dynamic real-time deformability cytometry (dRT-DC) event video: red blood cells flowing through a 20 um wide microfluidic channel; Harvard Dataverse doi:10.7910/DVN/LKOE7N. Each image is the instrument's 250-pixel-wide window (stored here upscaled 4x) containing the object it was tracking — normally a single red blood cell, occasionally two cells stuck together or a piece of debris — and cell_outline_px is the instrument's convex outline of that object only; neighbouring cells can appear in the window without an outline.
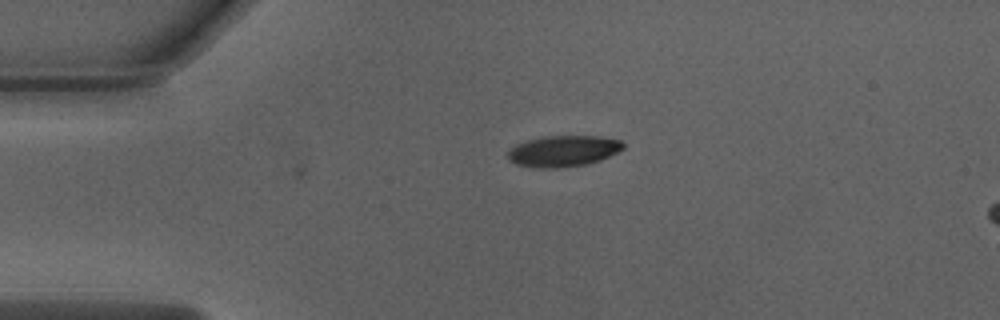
{"species": "Egyptian fruit bat (a non-hibernating species)", "species_latin": "Rousettus aegyptiacus", "temperature_condition": "warm", "stored_images_in_passage": 34, "camera_frame_rate_fps": 3000, "um_per_image_px": 0.085, "animal": {"sex": "male"}, "frame": {"image": 1, "passage_image": 1, "time_ms": 0.0, "image_size_px": [1000, 320], "cell_outline_px": [[624, 148], [600, 160], [584, 164], [552, 168], [544, 168], [516, 164], [508, 160], [508, 152], [516, 144], [528, 140], [544, 136], [600, 136], [620, 140], [624, 144]], "centroid_in_image_um": [47.87, 12.82], "position_along_channel_um": 37.1, "area_um2": 20.58}}
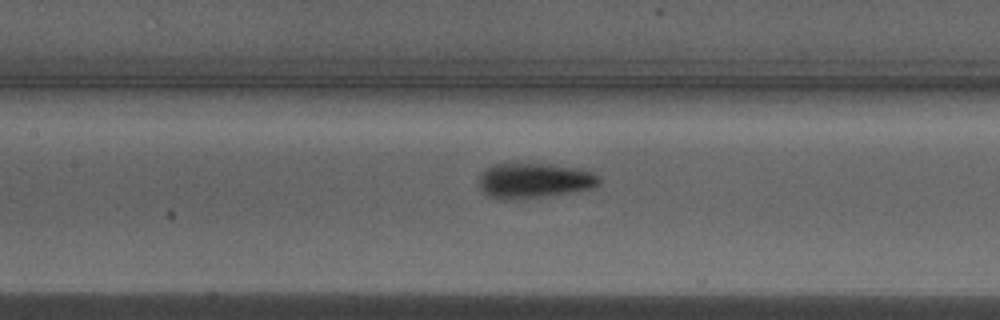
{"frame": {"image": 2, "passage_image": 13, "time_ms": 4.0, "image_size_px": [1000, 320], "cell_outline_px": [[600, 184], [592, 188], [568, 192], [536, 196], [492, 196], [484, 192], [480, 188], [480, 176], [488, 168], [496, 164], [548, 164], [576, 168], [592, 172], [600, 176]], "centroid_in_image_um": [45.5, 15.29], "position_along_channel_um": 161.9, "area_um2": 23.12}}
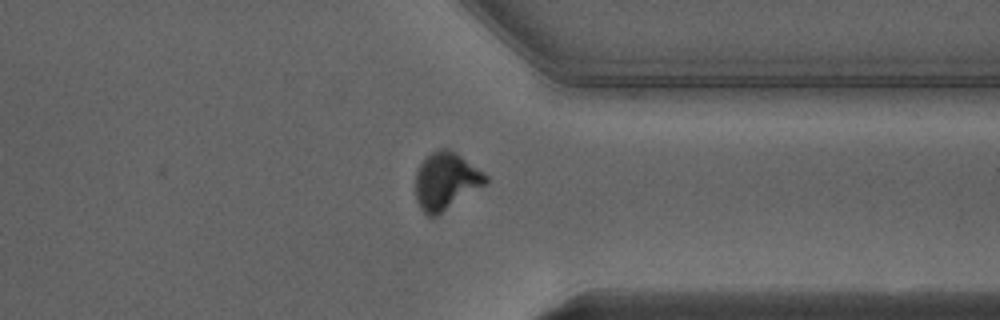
{"frame": {"image": 3, "passage_image": 29, "time_ms": 9.333, "image_size_px": [1000, 320], "cell_outline_px": [[488, 184], [436, 216], [428, 216], [420, 208], [416, 200], [416, 172], [420, 164], [432, 152], [440, 148], [448, 148], [456, 152], [484, 172], [488, 176]], "centroid_in_image_um": [37.93, 15.39], "position_along_channel_um": 373.5, "area_um2": 23.52}, "authors_computed_cell_mechanics": {"area_um2": 23.1489, "velocity_mm_per_s": 4.0313, "shape_relaxation_time_tau1_ms": 2.4854, "shape_relaxation_time_tau2_ms": 0.8878, "deformation_change_tau1": 0.1675, "deformation_change_tau2": 0.0599}}